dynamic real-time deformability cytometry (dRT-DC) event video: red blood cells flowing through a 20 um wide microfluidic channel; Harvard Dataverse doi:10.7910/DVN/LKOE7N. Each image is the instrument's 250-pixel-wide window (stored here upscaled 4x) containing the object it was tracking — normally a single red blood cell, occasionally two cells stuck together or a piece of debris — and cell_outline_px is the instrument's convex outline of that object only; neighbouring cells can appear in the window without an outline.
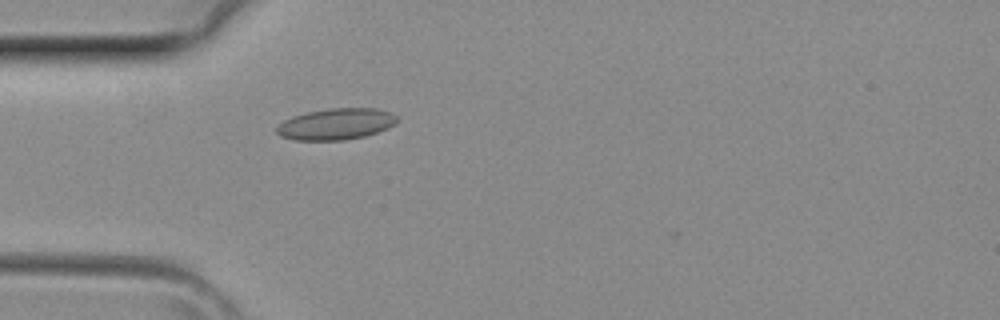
{"species": "common noctule bat (a hibernating species)", "species_latin": "Nyctalus noctula", "temperature_condition": "room temperature", "stored_images_in_passage": 2, "camera_frame_rate_fps": 3000, "um_per_image_px": 0.085, "animal": {"sex": "female", "body_mass_g": 29.2, "forearm_length_mm": 56.3}, "frame": {"image": 1, "passage_image": 2, "time_ms": 0.333, "image_size_px": [1000, 320], "cell_outline_px": [[400, 120], [396, 124], [388, 128], [364, 136], [344, 140], [296, 140], [280, 136], [276, 132], [276, 128], [284, 120], [292, 116], [308, 112], [328, 108], [376, 108], [392, 112]], "centroid_in_image_um": [28.59, 10.53], "position_along_channel_um": 56.4, "area_um2": 22.08}}